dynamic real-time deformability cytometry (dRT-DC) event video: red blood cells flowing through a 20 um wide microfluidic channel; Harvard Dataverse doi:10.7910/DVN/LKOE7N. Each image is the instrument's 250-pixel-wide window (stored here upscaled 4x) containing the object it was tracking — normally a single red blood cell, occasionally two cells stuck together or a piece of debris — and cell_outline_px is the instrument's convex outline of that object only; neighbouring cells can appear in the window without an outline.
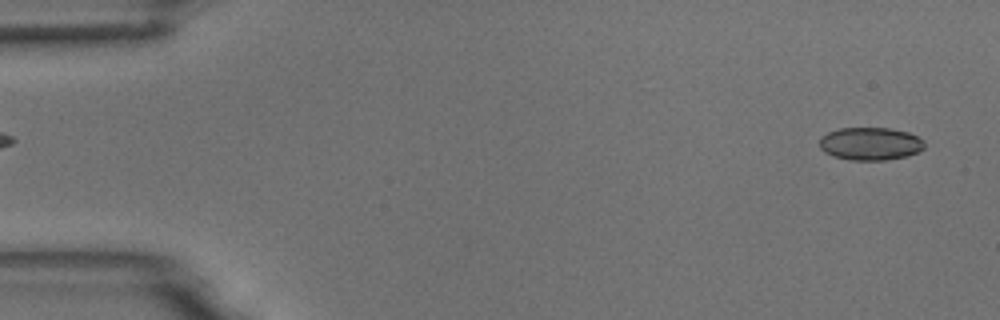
{"species": "common noctule bat (a hibernating species)", "species_latin": "Nyctalus noctula", "temperature_condition": "room temperature", "stored_images_in_passage": 54, "camera_frame_rate_fps": 3000, "um_per_image_px": 0.085, "animal": {"sex": "male", "body_mass_g": 18.8}, "frame": {"image": 1, "passage_image": 2, "time_ms": 0.333, "image_size_px": [1000, 320], "cell_outline_px": [[924, 148], [908, 156], [884, 160], [848, 160], [832, 156], [824, 152], [820, 148], [820, 136], [828, 132], [840, 128], [892, 128], [908, 132], [924, 140]], "centroid_in_image_um": [73.96, 12.22], "position_along_channel_um": 11.0, "area_um2": 20.23}}
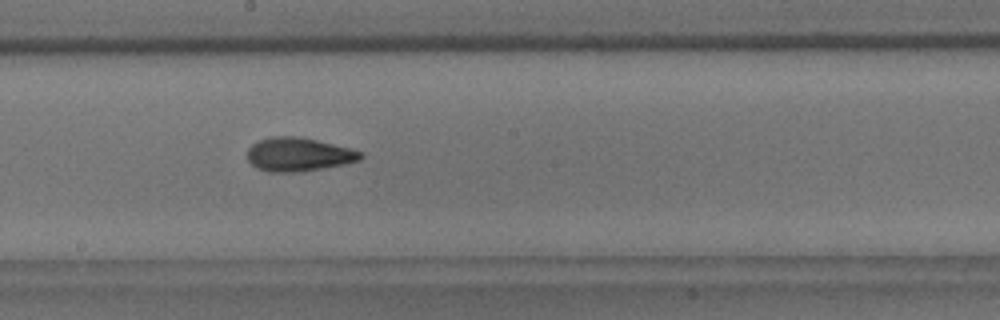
{"frame": {"image": 2, "passage_image": 29, "time_ms": 9.333, "image_size_px": [1000, 320], "cell_outline_px": [[364, 156], [360, 160], [344, 164], [324, 168], [300, 172], [268, 172], [256, 168], [248, 160], [248, 148], [252, 144], [260, 140], [272, 136], [296, 136], [316, 140], [364, 152]], "centroid_in_image_um": [25.37, 13.14], "position_along_channel_um": 222.8, "area_um2": 22.2}}
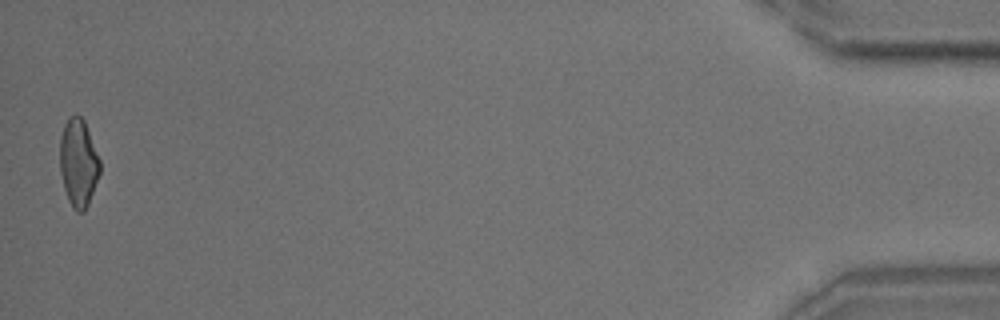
{"frame": {"image": 3, "passage_image": 53, "time_ms": 17.333, "image_size_px": [1000, 320], "cell_outline_px": [[100, 172], [88, 204], [84, 212], [76, 212], [72, 208], [68, 200], [64, 188], [60, 172], [60, 136], [64, 124], [68, 116], [76, 112], [84, 120], [100, 160]], "centroid_in_image_um": [6.65, 13.81], "position_along_channel_um": 428.6, "area_um2": 20.63}, "authors_computed_cell_mechanics": {"area_um2": 20.9236, "velocity_mm_per_s": 3.7302, "shape_relaxation_time_tau1_ms": 8.3011, "shape_relaxation_time_tau2_ms": 2.8156, "deformation_change_tau1": 0.203, "deformation_change_tau2": 0.1121}}